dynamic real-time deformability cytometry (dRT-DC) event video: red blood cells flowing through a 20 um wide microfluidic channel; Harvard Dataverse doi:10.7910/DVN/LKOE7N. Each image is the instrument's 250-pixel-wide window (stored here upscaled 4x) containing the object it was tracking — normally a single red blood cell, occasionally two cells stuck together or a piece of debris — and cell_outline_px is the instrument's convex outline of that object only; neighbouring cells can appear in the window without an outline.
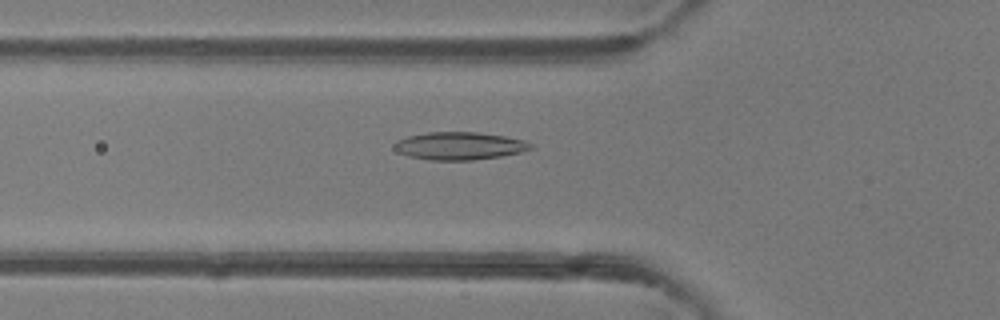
{"species": "common noctule bat (a hibernating species)", "species_latin": "Nyctalus noctula", "temperature_condition": "room temperature", "stored_images_in_passage": 50, "camera_frame_rate_fps": 3000, "um_per_image_px": 0.085, "animal": {"sex": "female"}, "frame": {"image": 1, "passage_image": 18, "time_ms": 5.667, "image_size_px": [1000, 320], "cell_outline_px": [[536, 148], [520, 152], [500, 156], [472, 160], [432, 160], [408, 156], [400, 152], [396, 148], [396, 144], [400, 140], [408, 136], [428, 132], [476, 132], [504, 136], [524, 140], [532, 144]], "centroid_in_image_um": [39.12, 12.4], "position_along_channel_um": 86.7, "area_um2": 21.73}}
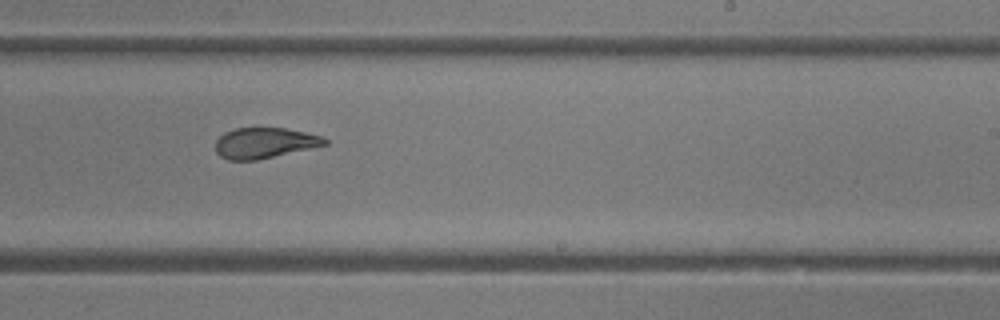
{"frame": {"image": 2, "passage_image": 31, "time_ms": 10.0, "image_size_px": [1000, 320], "cell_outline_px": [[328, 144], [256, 160], [228, 160], [220, 156], [216, 152], [216, 140], [224, 132], [236, 128], [284, 128], [304, 132], [320, 136], [328, 140]], "centroid_in_image_um": [22.45, 12.15], "position_along_channel_um": 266.6, "area_um2": 19.25}}
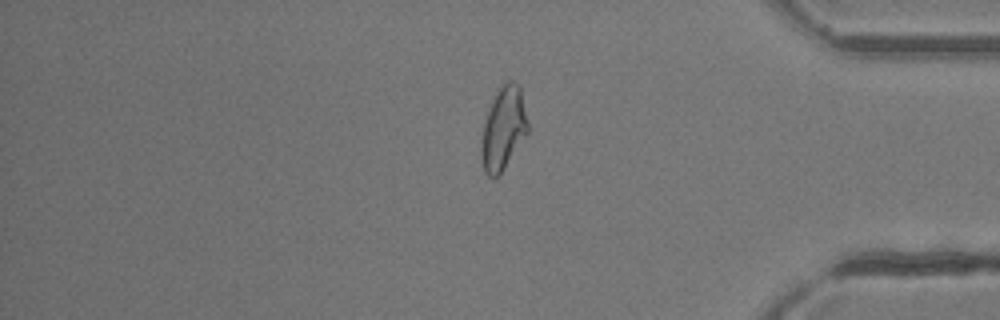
{"frame": {"image": 3, "passage_image": 42, "time_ms": 13.667, "image_size_px": [1000, 320], "cell_outline_px": [[528, 132], [500, 176], [488, 176], [484, 172], [480, 156], [480, 140], [484, 120], [492, 100], [500, 84], [508, 80], [512, 80], [520, 84], [528, 124]], "centroid_in_image_um": [42.76, 10.91], "position_along_channel_um": 392.4, "area_um2": 22.95}, "authors_computed_cell_mechanics": {"area_um2": 22.3397, "velocity_mm_per_s": 4.1319, "shape_relaxation_time_tau1_ms": 8.3873, "shape_relaxation_time_tau2_ms": 1.6055, "deformation_change_tau1": 0.2255, "deformation_change_tau2": 0.0671}}